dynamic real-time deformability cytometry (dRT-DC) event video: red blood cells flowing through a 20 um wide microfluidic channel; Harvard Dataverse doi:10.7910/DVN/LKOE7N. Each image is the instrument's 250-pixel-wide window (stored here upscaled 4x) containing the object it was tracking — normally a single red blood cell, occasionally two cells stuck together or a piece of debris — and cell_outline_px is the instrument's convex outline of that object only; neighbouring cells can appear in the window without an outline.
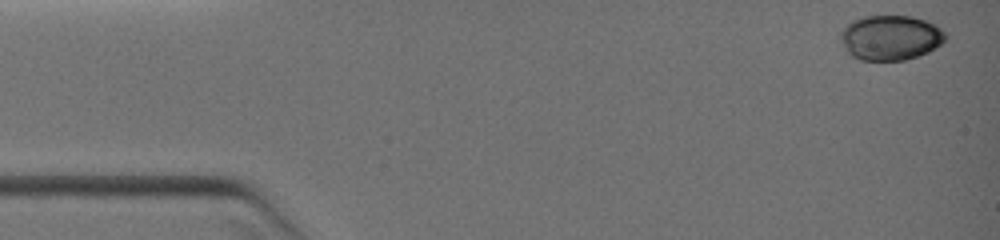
{"species": "common noctule bat (a hibernating species)", "species_latin": "Nyctalus noctula", "temperature_condition": "warm", "stored_images_in_passage": 4, "camera_frame_rate_fps": 3000, "um_per_image_px": 0.085, "animal": {"sex": "female", "body_mass_g": 19.0, "forearm_length_mm": 51.5}, "frame": {"image": 1, "passage_image": 1, "time_ms": 0.0, "image_size_px": [1000, 240], "cell_outline_px": [[948, 36], [940, 44], [928, 52], [904, 60], [860, 60], [852, 56], [848, 52], [840, 40], [840, 32], [852, 20], [864, 16], [912, 16], [924, 20], [940, 28]], "centroid_in_image_um": [75.67, 3.2], "position_along_channel_um": 9.3, "area_um2": 27.28}}
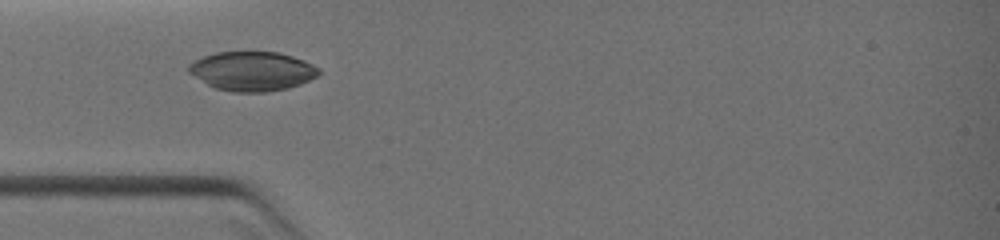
{"frame": {"image": 2, "passage_image": 4, "time_ms": 3.667, "image_size_px": [1000, 240], "cell_outline_px": [[320, 72], [316, 76], [300, 84], [288, 88], [264, 92], [232, 92], [216, 88], [208, 84], [188, 72], [188, 64], [204, 56], [216, 52], [280, 52], [304, 60], [320, 68]], "centroid_in_image_um": [21.45, 6.04], "position_along_channel_um": 63.6, "area_um2": 29.59}}